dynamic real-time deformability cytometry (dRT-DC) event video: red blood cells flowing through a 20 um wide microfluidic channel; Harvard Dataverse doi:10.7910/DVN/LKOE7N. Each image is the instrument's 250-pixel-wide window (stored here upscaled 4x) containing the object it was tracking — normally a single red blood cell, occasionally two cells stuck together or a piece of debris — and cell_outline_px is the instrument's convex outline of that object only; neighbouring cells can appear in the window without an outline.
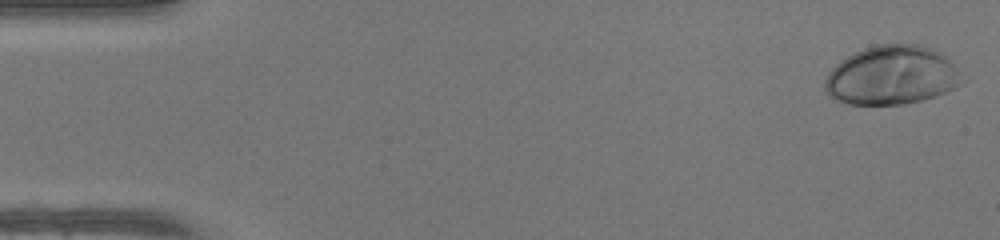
{"species": "human", "species_latin": "Homo sapiens", "temperature_condition": "warm", "stored_images_in_passage": 48, "camera_frame_rate_fps": 3000, "um_per_image_px": 0.085, "donor": {"sex": "female"}, "frame": {"image": 1, "passage_image": 1, "time_ms": 0.0, "image_size_px": [1000, 240], "cell_outline_px": [[968, 80], [956, 88], [936, 96], [904, 104], [848, 104], [836, 100], [824, 88], [824, 80], [828, 72], [840, 60], [852, 52], [876, 44], [916, 44], [928, 48], [944, 56]], "centroid_in_image_um": [75.8, 6.41], "position_along_channel_um": 9.2, "area_um2": 47.16}}
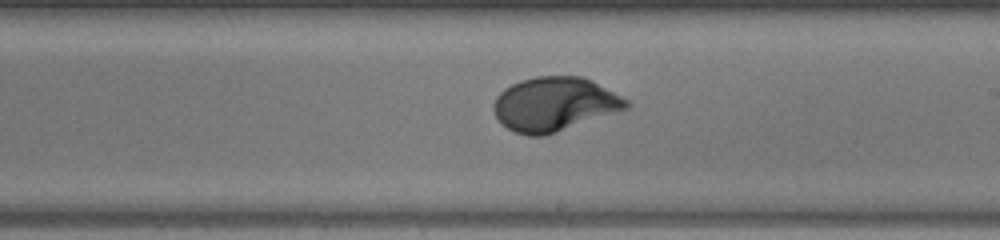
{"frame": {"image": 2, "passage_image": 28, "time_ms": 9.0, "image_size_px": [1000, 240], "cell_outline_px": [[632, 104], [628, 108], [544, 136], [528, 136], [516, 132], [508, 128], [496, 116], [492, 108], [492, 104], [496, 96], [504, 88], [520, 80], [536, 76], [584, 76], [592, 80], [628, 100]], "centroid_in_image_um": [47.12, 8.84], "position_along_channel_um": 241.9, "area_um2": 41.62}}
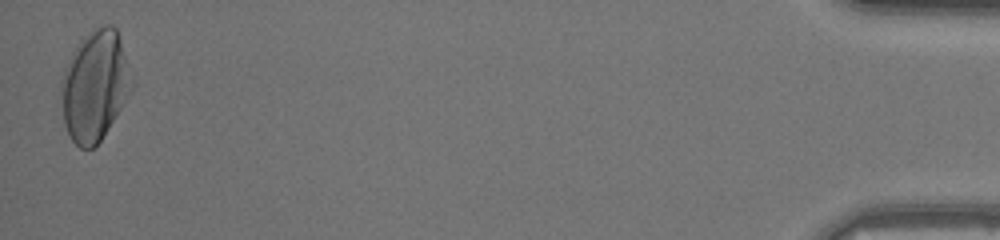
{"frame": {"image": 3, "passage_image": 48, "time_ms": 15.667, "image_size_px": [1000, 240], "cell_outline_px": [[136, 84], [108, 128], [100, 140], [92, 148], [80, 148], [68, 136], [64, 124], [60, 88], [60, 80], [64, 68], [68, 60], [80, 40], [96, 28], [104, 24], [112, 24], [116, 28], [136, 80]], "centroid_in_image_um": [8.08, 7.27], "position_along_channel_um": 427.1, "area_um2": 45.78}, "authors_computed_cell_mechanics": {"area_um2": 41.0091, "velocity_mm_per_s": 4.212, "shape_relaxation_time_tau1_ms": 2.3299, "shape_relaxation_time_tau2_ms": null, "deformation_change_tau1": 0.1772, "deformation_change_tau2": null}}